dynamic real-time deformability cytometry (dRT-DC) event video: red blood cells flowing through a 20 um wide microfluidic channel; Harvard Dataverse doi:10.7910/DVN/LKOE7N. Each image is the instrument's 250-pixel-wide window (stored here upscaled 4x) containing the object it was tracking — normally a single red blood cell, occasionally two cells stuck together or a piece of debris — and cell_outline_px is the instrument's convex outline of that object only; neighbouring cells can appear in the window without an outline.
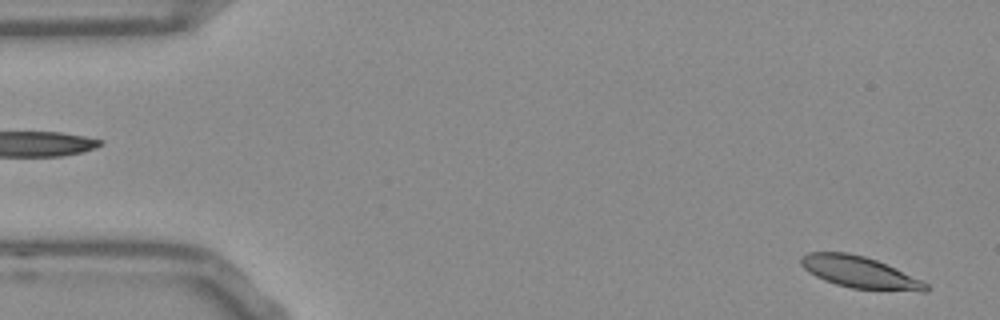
{"species": "Egyptian fruit bat (a non-hibernating species)", "species_latin": "Rousettus aegyptiacus", "temperature_condition": "room temperature", "stored_images_in_passage": 41, "camera_frame_rate_fps": 3000, "um_per_image_px": 0.085, "frame": {"image": 1, "passage_image": 2, "time_ms": 0.333, "image_size_px": [1000, 320], "cell_outline_px": [[928, 292], [920, 292], [852, 288], [836, 284], [824, 280], [808, 272], [800, 264], [800, 256], [808, 252], [848, 252], [864, 256], [876, 260], [896, 268], [928, 284]], "centroid_in_image_um": [73.06, 23.14], "position_along_channel_um": 11.9, "area_um2": 23.06}}
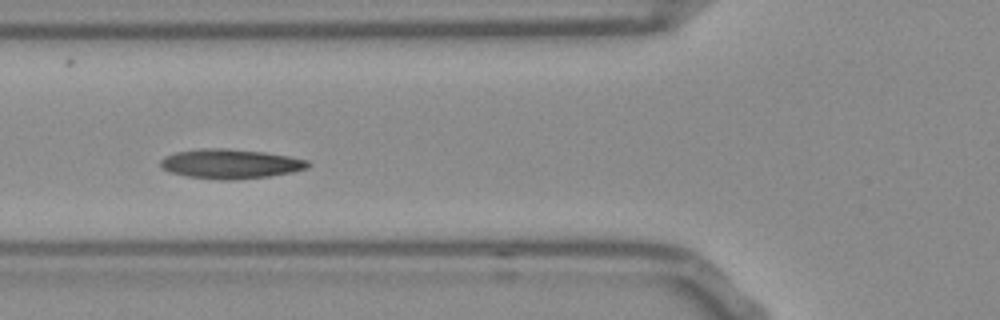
{"frame": {"image": 2, "passage_image": 19, "time_ms": 6.0, "image_size_px": [1000, 320], "cell_outline_px": [[312, 164], [308, 168], [292, 172], [268, 176], [236, 180], [220, 180], [188, 176], [172, 172], [160, 168], [160, 160], [164, 156], [176, 152], [204, 148], [228, 148], [264, 152], [288, 156], [308, 160]], "centroid_in_image_um": [19.6, 13.92], "position_along_channel_um": 106.2, "area_um2": 25.43}}
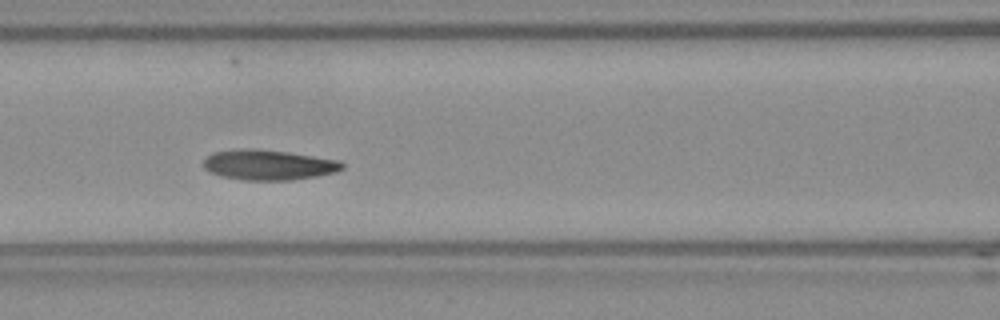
{"frame": {"image": 3, "passage_image": 22, "time_ms": 7.0, "image_size_px": [1000, 320], "cell_outline_px": [[344, 168], [336, 172], [316, 176], [292, 180], [240, 180], [220, 176], [208, 172], [204, 168], [204, 160], [212, 152], [252, 148], [284, 152], [340, 160], [344, 164]], "centroid_in_image_um": [22.81, 14.03], "position_along_channel_um": 143.8, "area_um2": 24.33}, "authors_computed_cell_mechanics": {"area_um2": 24.276, "velocity_mm_per_s": 3.7152, "shape_relaxation_time_tau1_ms": 4.8228, "shape_relaxation_time_tau2_ms": 4.7648, "deformation_change_tau1": 0.1138, "deformation_change_tau2": 0.1016}}